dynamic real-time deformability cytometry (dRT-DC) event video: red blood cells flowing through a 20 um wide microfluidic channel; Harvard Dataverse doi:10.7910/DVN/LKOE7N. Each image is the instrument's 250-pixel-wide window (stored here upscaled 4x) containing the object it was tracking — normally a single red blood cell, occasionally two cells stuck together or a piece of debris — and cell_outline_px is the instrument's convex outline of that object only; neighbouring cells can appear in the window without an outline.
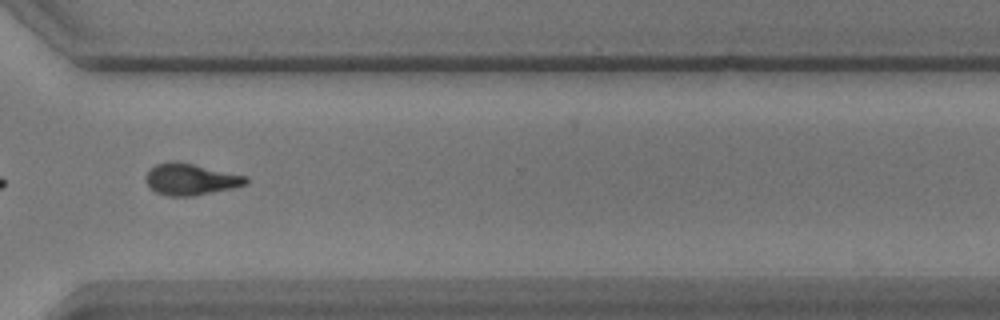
{"species": "common noctule bat (a hibernating species)", "species_latin": "Nyctalus noctula", "temperature_condition": "warm", "stored_images_in_passage": 38, "camera_frame_rate_fps": 3000, "um_per_image_px": 0.085, "animal": {"sex": "male", "body_mass_g": 17.9}, "frame": {"image": 1, "passage_image": 27, "time_ms": 8.667, "image_size_px": [1000, 320], "cell_outline_px": [[248, 184], [232, 188], [192, 196], [168, 196], [156, 192], [144, 180], [144, 176], [156, 164], [172, 160], [176, 160], [248, 176]], "centroid_in_image_um": [16.21, 15.23], "position_along_channel_um": 354.4, "area_um2": 18.44}, "authors_computed_cell_mechanics": {"area_um2": 18.4671, "velocity_mm_per_s": 3.4921, "shape_relaxation_time_tau1_ms": 4.3219, "shape_relaxation_time_tau2_ms": 5.329, "deformation_change_tau1": 0.1699, "deformation_change_tau2": 0.1217}}